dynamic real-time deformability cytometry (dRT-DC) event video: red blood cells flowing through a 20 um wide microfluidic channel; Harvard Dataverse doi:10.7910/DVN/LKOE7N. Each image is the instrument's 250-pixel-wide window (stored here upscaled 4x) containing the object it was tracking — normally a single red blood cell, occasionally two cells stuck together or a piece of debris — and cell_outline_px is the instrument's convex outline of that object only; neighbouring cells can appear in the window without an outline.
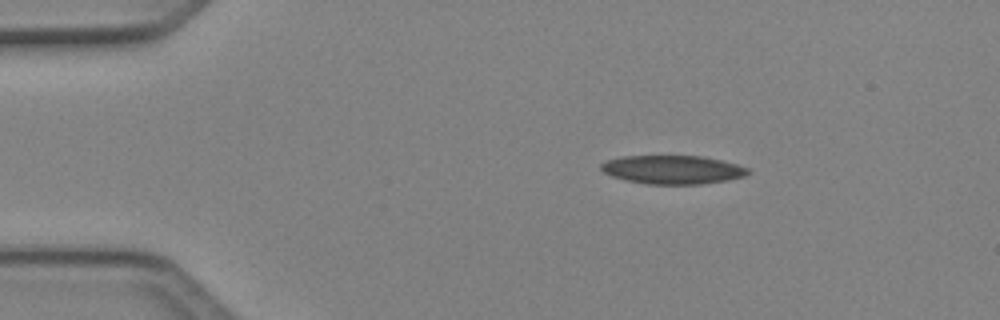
{"species": "Egyptian fruit bat (a non-hibernating species)", "species_latin": "Rousettus aegyptiacus", "temperature_condition": "cold", "stored_images_in_passage": 5, "camera_frame_rate_fps": 3000, "um_per_image_px": 0.085, "animal": {"sex": "female"}, "frame": {"image": 1, "passage_image": 1, "time_ms": 0.0, "image_size_px": [1000, 320], "cell_outline_px": [[752, 172], [744, 176], [728, 180], [700, 184], [648, 184], [628, 180], [612, 176], [604, 172], [600, 168], [600, 164], [604, 160], [620, 156], [704, 156], [736, 164], [748, 168]], "centroid_in_image_um": [57.16, 14.41], "position_along_channel_um": 27.8, "area_um2": 24.51}}
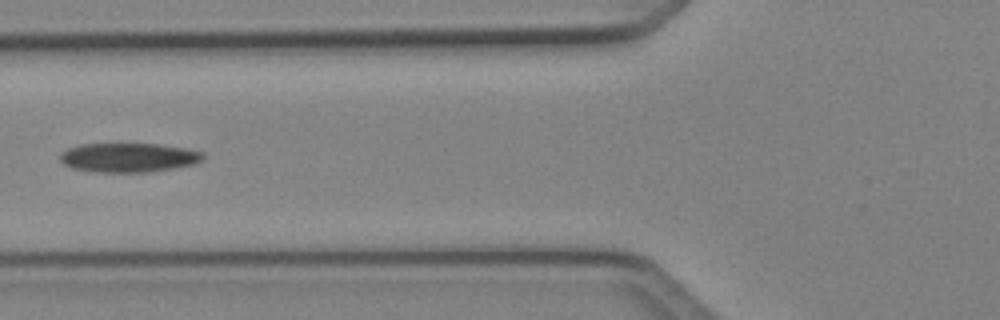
{"frame": {"image": 2, "passage_image": 4, "time_ms": 1.0, "image_size_px": [1000, 320], "cell_outline_px": [[204, 160], [196, 164], [176, 168], [152, 172], [92, 172], [72, 168], [64, 164], [60, 160], [60, 152], [68, 148], [80, 144], [156, 144], [184, 148], [204, 152]], "centroid_in_image_um": [10.95, 13.4], "position_along_channel_um": 114.9, "area_um2": 24.62}}
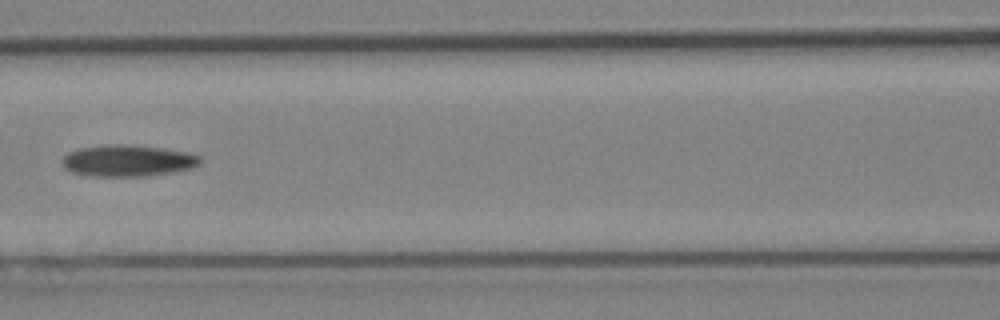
{"frame": {"image": 3, "passage_image": 5, "time_ms": 1.333, "image_size_px": [1000, 320], "cell_outline_px": [[204, 160], [200, 164], [192, 168], [172, 172], [144, 176], [92, 176], [72, 172], [64, 168], [64, 156], [68, 152], [80, 148], [112, 144], [128, 144], [160, 148], [188, 152], [200, 156]], "centroid_in_image_um": [10.9, 13.66], "position_along_channel_um": 155.7, "area_um2": 25.26}}